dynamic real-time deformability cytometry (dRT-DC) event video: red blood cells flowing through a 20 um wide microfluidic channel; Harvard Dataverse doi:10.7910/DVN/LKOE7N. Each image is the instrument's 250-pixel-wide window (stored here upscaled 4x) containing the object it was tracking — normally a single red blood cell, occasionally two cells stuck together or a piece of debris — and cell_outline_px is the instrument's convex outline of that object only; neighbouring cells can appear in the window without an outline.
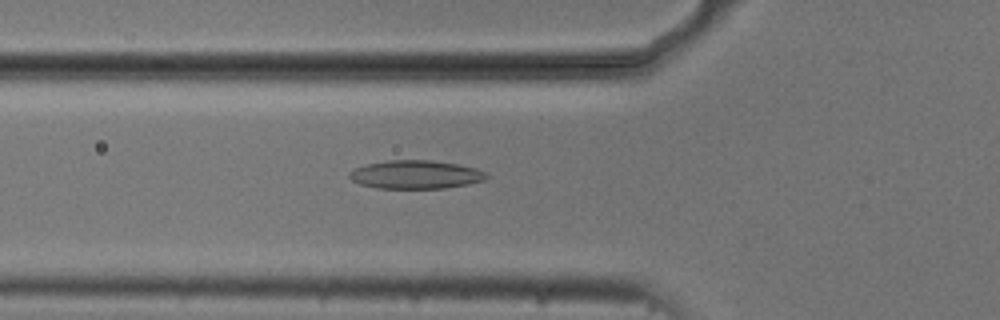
{"species": "common noctule bat (a hibernating species)", "species_latin": "Nyctalus noctula", "temperature_condition": "cold", "stored_images_in_passage": 54, "camera_frame_rate_fps": 3000, "um_per_image_px": 0.085, "animal": {"sex": "male", "body_mass_g": 20.5, "forearm_length_mm": 52.5}, "frame": {"image": 1, "passage_image": 19, "time_ms": 6.0, "image_size_px": [1000, 320], "cell_outline_px": [[488, 176], [484, 180], [468, 184], [444, 188], [376, 188], [360, 184], [352, 180], [348, 176], [348, 172], [356, 168], [368, 164], [388, 160], [432, 160], [456, 164], [476, 168], [488, 172]], "centroid_in_image_um": [35.34, 14.84], "position_along_channel_um": 90.5, "area_um2": 22.66}}
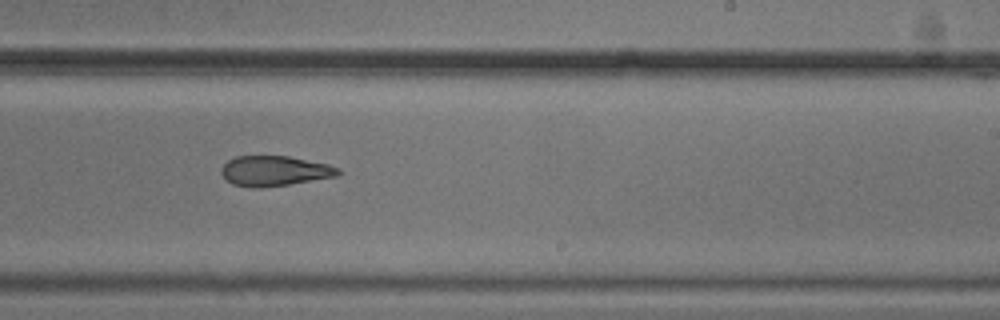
{"frame": {"image": 2, "passage_image": 33, "time_ms": 10.667, "image_size_px": [1000, 320], "cell_outline_px": [[340, 172], [336, 176], [288, 184], [260, 188], [252, 188], [232, 184], [220, 172], [220, 168], [228, 160], [236, 156], [288, 156], [328, 164], [340, 168]], "centroid_in_image_um": [23.31, 14.52], "position_along_channel_um": 265.7, "area_um2": 20.4}}
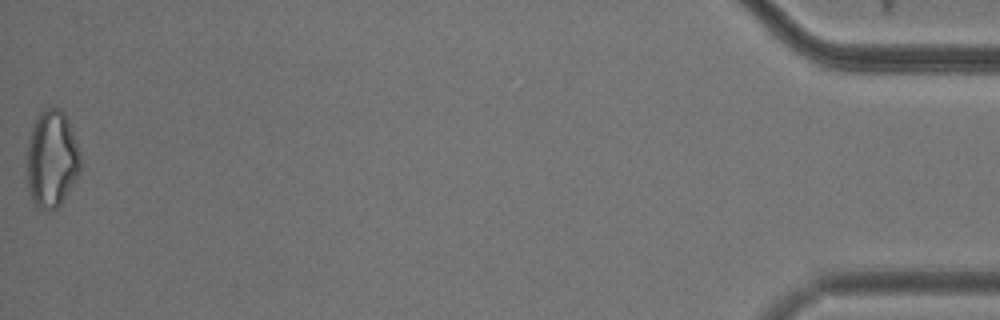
{"frame": {"image": 3, "passage_image": 54, "time_ms": 17.667, "image_size_px": [1000, 320], "cell_outline_px": [[80, 172], [60, 204], [56, 208], [48, 212], [36, 208], [32, 204], [28, 188], [28, 144], [32, 124], [36, 116], [40, 112], [48, 108], [60, 108], [64, 112], [68, 120], [80, 152]], "centroid_in_image_um": [4.39, 13.54], "position_along_channel_um": 430.8, "area_um2": 30.4}, "authors_computed_cell_mechanics": {"area_um2": 22.9177, "velocity_mm_per_s": 3.745, "shape_relaxation_time_tau1_ms": 6.3739, "shape_relaxation_time_tau2_ms": 6.5674, "deformation_change_tau1": 0.1334, "deformation_change_tau2": 0.1686}}